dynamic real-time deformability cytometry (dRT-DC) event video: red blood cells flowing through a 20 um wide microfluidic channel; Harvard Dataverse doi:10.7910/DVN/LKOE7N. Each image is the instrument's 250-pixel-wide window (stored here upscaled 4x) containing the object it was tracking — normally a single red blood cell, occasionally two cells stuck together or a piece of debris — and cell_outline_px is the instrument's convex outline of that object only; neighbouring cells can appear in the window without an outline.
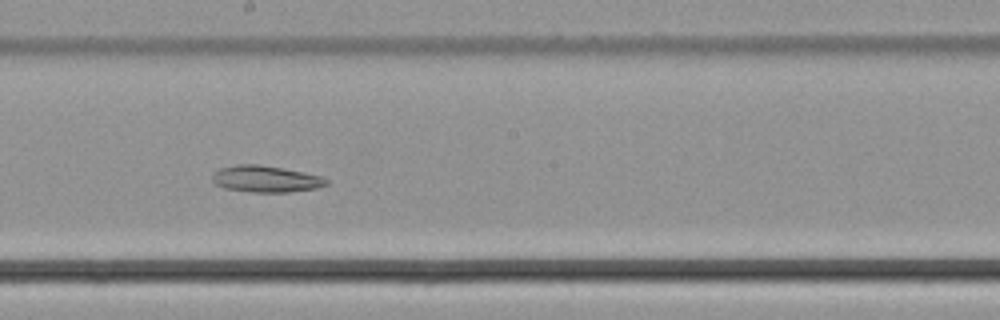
{"species": "common noctule bat (a hibernating species)", "species_latin": "Nyctalus noctula", "temperature_condition": "cold", "stored_images_in_passage": 47, "segment_of_instrument_passage": [2, 2], "camera_frame_rate_fps": 3000, "um_per_image_px": 0.085, "animal": {"sex": "male", "body_mass_g": 21.5, "forearm_length_mm": 52.0}, "frame": {"image": 1, "passage_image": 25, "time_ms": 8.0, "image_size_px": [1000, 320], "cell_outline_px": [[328, 184], [316, 188], [288, 192], [252, 192], [224, 188], [216, 184], [212, 180], [212, 176], [220, 168], [236, 164], [256, 164], [280, 168], [320, 176], [328, 180]], "centroid_in_image_um": [22.56, 15.22], "position_along_channel_um": 225.6, "area_um2": 17.34}}
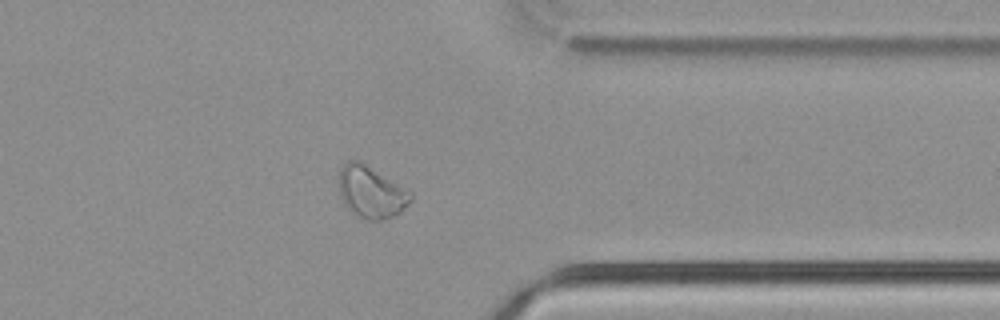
{"frame": {"image": 2, "passage_image": 37, "time_ms": 12.0, "image_size_px": [1000, 320], "cell_outline_px": [[412, 200], [400, 212], [392, 216], [380, 220], [368, 220], [356, 216], [344, 204], [340, 196], [336, 180], [340, 168], [344, 160], [360, 160], [412, 192]], "centroid_in_image_um": [31.48, 16.29], "position_along_channel_um": 379.9, "area_um2": 22.14}}
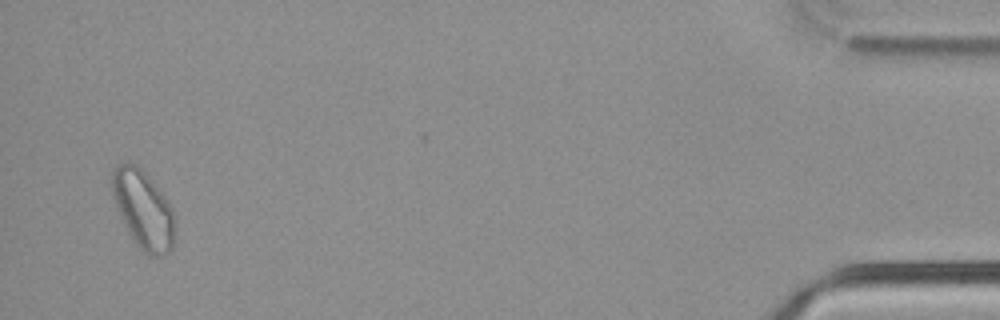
{"frame": {"image": 3, "passage_image": 46, "time_ms": 15.0, "image_size_px": [1000, 320], "cell_outline_px": [[176, 228], [172, 248], [164, 256], [148, 256], [136, 244], [124, 224], [116, 204], [112, 192], [112, 168], [124, 160], [128, 160], [136, 164], [152, 180], [164, 196], [172, 208], [176, 216]], "centroid_in_image_um": [12.2, 17.8], "position_along_channel_um": 423.0, "area_um2": 28.9}}